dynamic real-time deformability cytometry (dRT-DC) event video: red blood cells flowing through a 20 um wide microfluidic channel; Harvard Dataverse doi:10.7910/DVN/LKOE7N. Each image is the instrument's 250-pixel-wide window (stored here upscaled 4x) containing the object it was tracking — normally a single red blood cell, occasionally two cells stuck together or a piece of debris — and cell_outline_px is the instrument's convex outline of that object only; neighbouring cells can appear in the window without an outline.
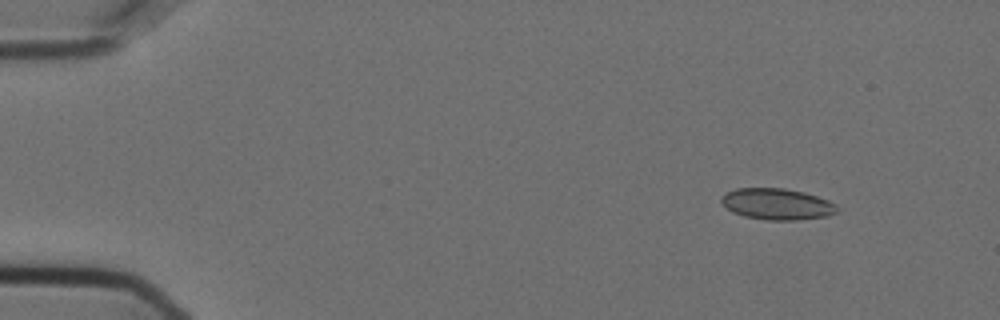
{"species": "Egyptian fruit bat (a non-hibernating species)", "species_latin": "Rousettus aegyptiacus", "temperature_condition": "cold", "stored_images_in_passage": 51, "camera_frame_rate_fps": 3000, "um_per_image_px": 0.085, "animal": {"sex": "female"}, "frame": {"image": 1, "passage_image": 1, "time_ms": 0.0, "image_size_px": [1000, 320], "cell_outline_px": [[840, 208], [836, 212], [828, 216], [800, 220], [768, 220], [744, 216], [732, 212], [720, 200], [728, 192], [736, 188], [784, 188], [804, 192], [828, 200], [836, 204]], "centroid_in_image_um": [66.1, 17.35], "position_along_channel_um": 18.9, "area_um2": 21.04}}
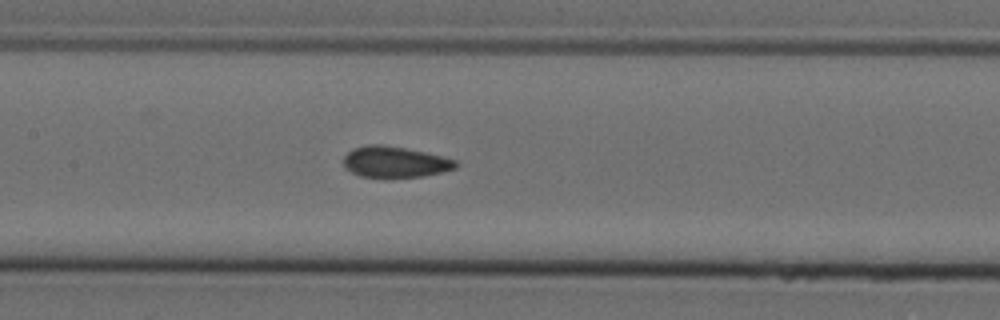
{"frame": {"image": 2, "passage_image": 22, "time_ms": 7.0, "image_size_px": [1000, 320], "cell_outline_px": [[460, 164], [456, 168], [444, 172], [420, 176], [384, 180], [360, 176], [344, 168], [344, 156], [352, 148], [368, 144], [380, 144], [404, 148], [424, 152], [456, 160]], "centroid_in_image_um": [33.54, 13.8], "position_along_channel_um": 173.9, "area_um2": 20.87}}
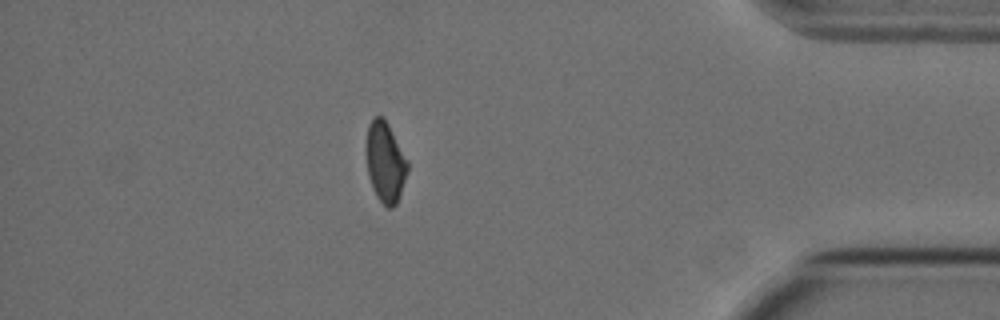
{"frame": {"image": 3, "passage_image": 44, "time_ms": 14.333, "image_size_px": [1000, 320], "cell_outline_px": [[408, 168], [396, 204], [392, 208], [388, 208], [376, 196], [372, 188], [368, 176], [364, 152], [364, 148], [368, 124], [372, 116], [384, 116], [408, 160]], "centroid_in_image_um": [32.69, 13.71], "position_along_channel_um": 402.5, "area_um2": 19.77}, "authors_computed_cell_mechanics": {"area_um2": 20.5768, "velocity_mm_per_s": 3.6235, "shape_relaxation_time_tau1_ms": null, "shape_relaxation_time_tau2_ms": 2.9841, "deformation_change_tau1": null, "deformation_change_tau2": 0.0538}}